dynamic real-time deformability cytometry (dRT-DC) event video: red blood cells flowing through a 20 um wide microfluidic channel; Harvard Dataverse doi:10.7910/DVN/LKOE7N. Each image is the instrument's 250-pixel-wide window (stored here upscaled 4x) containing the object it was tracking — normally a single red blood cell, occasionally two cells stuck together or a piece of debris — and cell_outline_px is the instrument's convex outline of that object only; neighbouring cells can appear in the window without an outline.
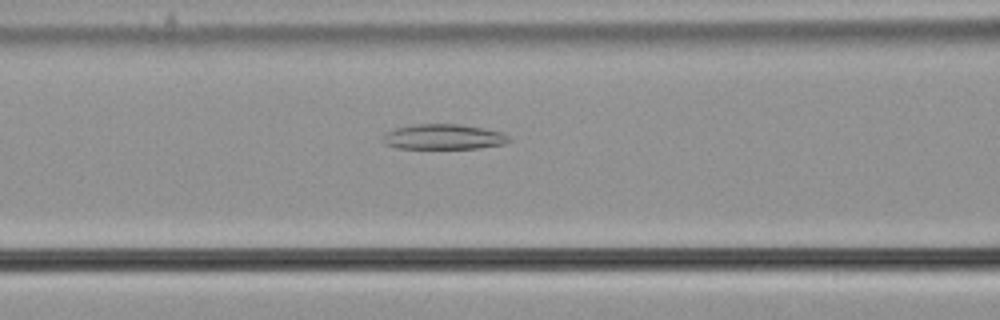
{"species": "common noctule bat (a hibernating species)", "species_latin": "Nyctalus noctula", "temperature_condition": "cold", "stored_images_in_passage": 39, "camera_frame_rate_fps": 3000, "um_per_image_px": 0.085, "animal": {"sex": "male", "body_mass_g": 21.5, "forearm_length_mm": 52.0}, "frame": {"image": 1, "passage_image": 10, "time_ms": 3.0, "image_size_px": [1000, 320], "cell_outline_px": [[512, 140], [504, 144], [480, 148], [396, 148], [384, 144], [380, 140], [380, 136], [384, 132], [396, 128], [412, 124], [460, 124], [484, 128], [504, 132]], "centroid_in_image_um": [37.66, 11.62], "position_along_channel_um": 128.9, "area_um2": 18.9}}
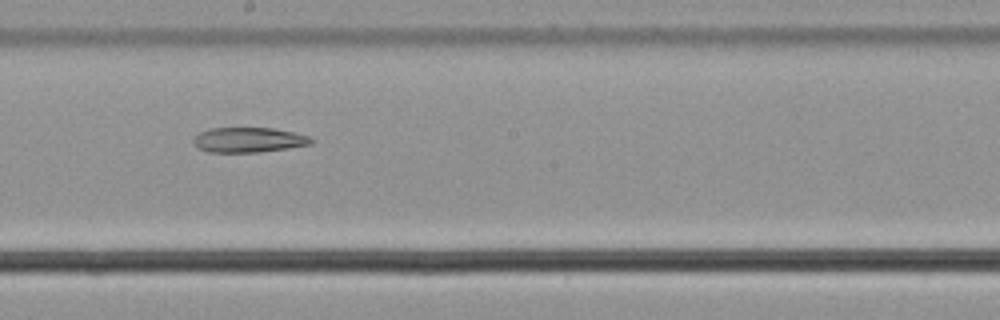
{"frame": {"image": 2, "passage_image": 18, "time_ms": 5.667, "image_size_px": [1000, 320], "cell_outline_px": [[316, 140], [312, 144], [288, 148], [260, 152], [208, 152], [196, 148], [192, 140], [200, 132], [208, 128], [272, 128], [296, 132], [308, 136]], "centroid_in_image_um": [21.14, 11.89], "position_along_channel_um": 227.1, "area_um2": 17.34}}
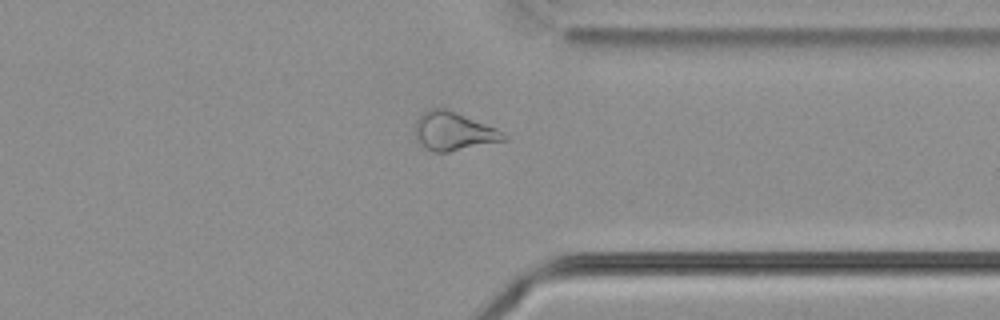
{"frame": {"image": 3, "passage_image": 30, "time_ms": 9.667, "image_size_px": [1000, 320], "cell_outline_px": [[508, 140], [448, 152], [432, 152], [416, 140], [416, 120], [424, 112], [432, 108], [444, 108], [496, 128], [508, 136]], "centroid_in_image_um": [38.56, 11.18], "position_along_channel_um": 372.8, "area_um2": 19.54}}